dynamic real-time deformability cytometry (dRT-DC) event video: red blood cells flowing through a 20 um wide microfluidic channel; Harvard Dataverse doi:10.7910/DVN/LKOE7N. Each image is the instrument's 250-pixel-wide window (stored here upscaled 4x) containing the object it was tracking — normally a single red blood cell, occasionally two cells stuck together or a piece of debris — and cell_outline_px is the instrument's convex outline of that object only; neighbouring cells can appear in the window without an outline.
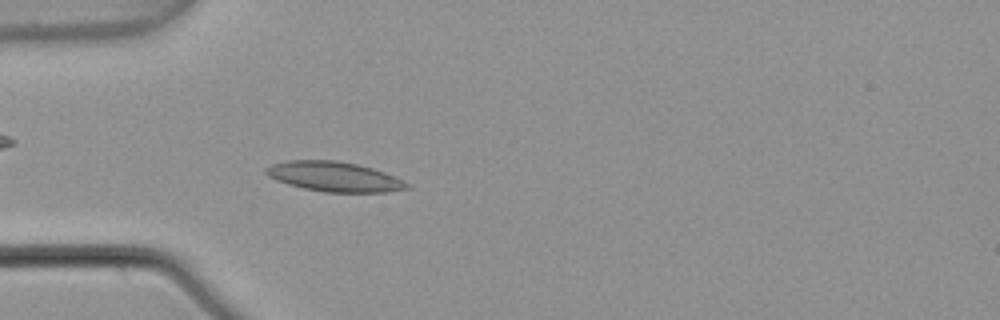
{"species": "common noctule bat (a hibernating species)", "species_latin": "Nyctalus noctula", "temperature_condition": "warm", "stored_images_in_passage": 5, "camera_frame_rate_fps": 3000, "um_per_image_px": 0.085, "animal": {"sex": "male", "body_mass_g": 21.5, "forearm_length_mm": 52.0}, "frame": {"image": 1, "passage_image": 5, "time_ms": 1.333, "image_size_px": [1000, 320], "cell_outline_px": [[412, 188], [388, 192], [324, 192], [304, 188], [288, 184], [276, 180], [268, 176], [264, 172], [264, 168], [272, 164], [288, 160], [336, 160], [356, 164], [372, 168], [384, 172], [408, 184]], "centroid_in_image_um": [28.37, 15.01], "position_along_channel_um": 56.6, "area_um2": 24.39}}